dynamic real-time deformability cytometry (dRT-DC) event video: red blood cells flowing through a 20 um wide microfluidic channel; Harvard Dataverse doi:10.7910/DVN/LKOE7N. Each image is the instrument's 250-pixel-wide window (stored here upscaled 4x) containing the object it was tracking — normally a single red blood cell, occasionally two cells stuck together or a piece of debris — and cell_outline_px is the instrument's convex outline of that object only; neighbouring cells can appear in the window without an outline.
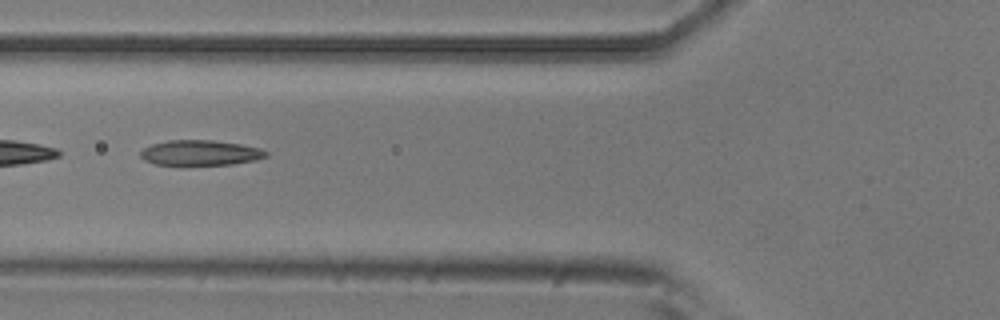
{"species": "common noctule bat (a hibernating species)", "species_latin": "Nyctalus noctula", "temperature_condition": "room temperature", "stored_images_in_passage": 13, "camera_frame_rate_fps": 3000, "um_per_image_px": 0.085, "animal": {"sex": "male", "body_mass_g": 20.5, "forearm_length_mm": 52.5}, "frame": {"image": 1, "passage_image": 4, "time_ms": 1.0, "image_size_px": [1000, 320], "cell_outline_px": [[268, 156], [256, 160], [232, 164], [156, 164], [144, 160], [140, 156], [140, 152], [144, 148], [152, 144], [168, 140], [212, 140], [240, 144], [260, 148], [268, 152]], "centroid_in_image_um": [17.04, 12.98], "position_along_channel_um": 108.8, "area_um2": 18.26}}
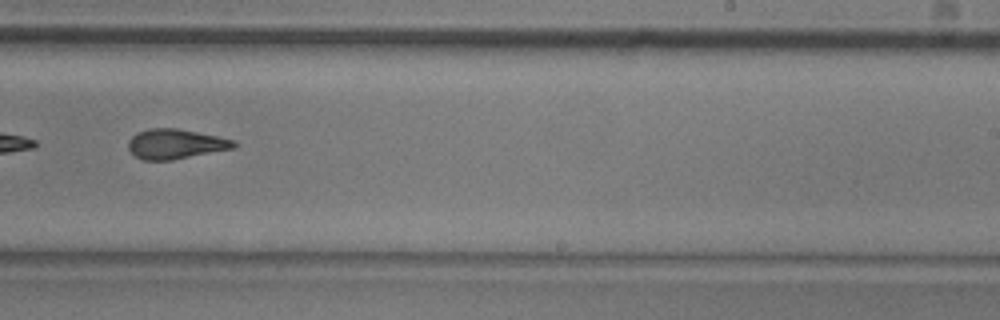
{"frame": {"image": 2, "passage_image": 8, "time_ms": 2.333, "image_size_px": [1000, 320], "cell_outline_px": [[236, 148], [172, 160], [144, 160], [136, 156], [128, 148], [128, 140], [136, 132], [148, 128], [176, 128], [236, 140]], "centroid_in_image_um": [14.92, 12.23], "position_along_channel_um": 274.1, "area_um2": 18.38}}
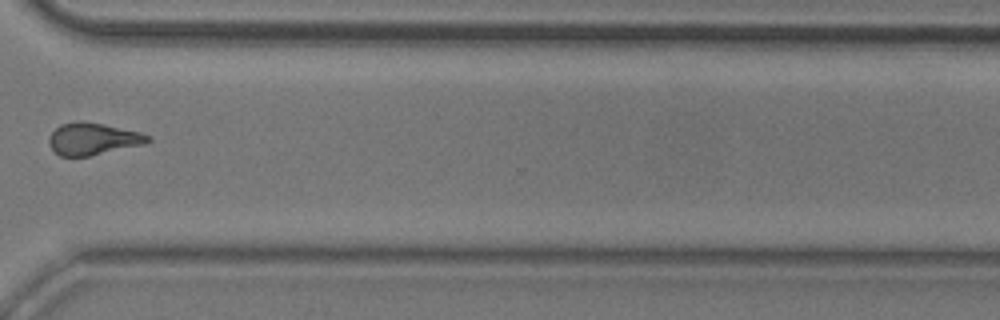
{"frame": {"image": 3, "passage_image": 10, "time_ms": 3.0, "image_size_px": [1000, 320], "cell_outline_px": [[152, 140], [144, 144], [88, 156], [60, 156], [52, 152], [48, 144], [48, 136], [60, 124], [76, 120], [80, 120], [104, 124], [140, 132], [152, 136]], "centroid_in_image_um": [7.86, 11.79], "position_along_channel_um": 362.7, "area_um2": 18.73}}